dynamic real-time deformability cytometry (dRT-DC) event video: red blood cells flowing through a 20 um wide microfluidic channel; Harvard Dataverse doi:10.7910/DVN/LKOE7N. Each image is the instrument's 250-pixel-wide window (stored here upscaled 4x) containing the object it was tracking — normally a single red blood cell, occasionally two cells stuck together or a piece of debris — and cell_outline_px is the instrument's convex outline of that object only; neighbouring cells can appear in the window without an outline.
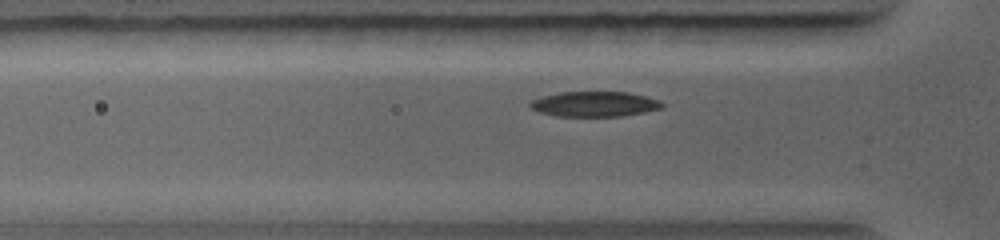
{"species": "common noctule bat (a hibernating species)", "species_latin": "Nyctalus noctula", "temperature_condition": "warm", "stored_images_in_passage": 21, "camera_frame_rate_fps": 5000, "um_per_image_px": 0.085, "animal": {"sex": "female", "body_mass_g": 19.0, "forearm_length_mm": 56.7}, "frame": {"image": 1, "passage_image": 6, "time_ms": 2.4, "image_size_px": [1000, 240], "cell_outline_px": [[664, 108], [644, 112], [620, 116], [556, 116], [540, 112], [532, 108], [528, 104], [532, 100], [544, 96], [560, 92], [628, 92], [660, 100], [664, 104]], "centroid_in_image_um": [50.57, 8.84], "position_along_channel_um": 75.2, "area_um2": 19.25}}
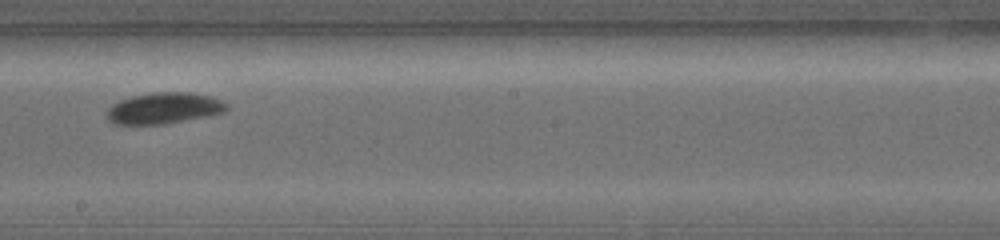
{"frame": {"image": 2, "passage_image": 12, "time_ms": 5.6, "image_size_px": [1000, 240], "cell_outline_px": [[228, 108], [224, 112], [164, 124], [116, 124], [108, 120], [104, 112], [112, 104], [120, 100], [132, 96], [152, 92], [188, 92], [208, 96], [220, 100], [228, 104]], "centroid_in_image_um": [13.87, 9.19], "position_along_channel_um": 234.3, "area_um2": 21.62}}
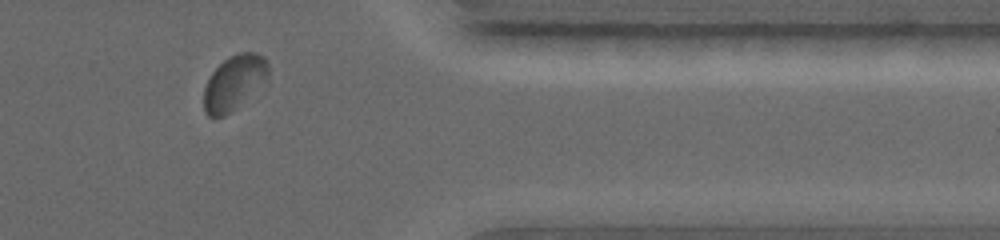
{"frame": {"image": 3, "passage_image": 19, "time_ms": 9.0, "image_size_px": [1000, 240], "cell_outline_px": [[268, 84], [224, 116], [208, 116], [204, 112], [204, 88], [212, 72], [224, 60], [240, 52], [256, 52], [264, 56], [268, 64]], "centroid_in_image_um": [19.96, 7.02], "position_along_channel_um": 391.4, "area_um2": 20.81}}